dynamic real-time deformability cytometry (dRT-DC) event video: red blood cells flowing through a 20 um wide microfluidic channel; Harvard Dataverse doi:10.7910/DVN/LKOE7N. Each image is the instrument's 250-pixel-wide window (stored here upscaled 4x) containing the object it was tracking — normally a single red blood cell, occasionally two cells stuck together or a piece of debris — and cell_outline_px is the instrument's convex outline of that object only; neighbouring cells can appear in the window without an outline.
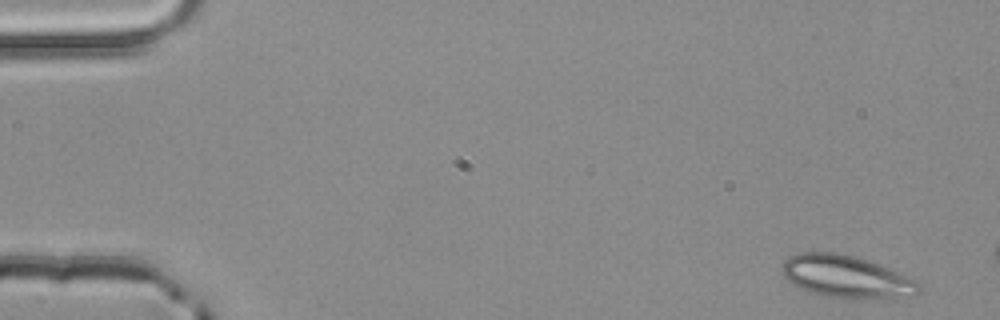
{"species": "common noctule bat (a hibernating species)", "species_latin": "Nyctalus noctula", "temperature_condition": "room temperature", "stored_images_in_passage": 3, "camera_frame_rate_fps": 3000, "um_per_image_px": 0.085, "animal": {"sex": "male", "body_mass_g": 20.4}, "frame": {"image": 1, "passage_image": 1, "time_ms": 0.0, "image_size_px": [1000, 320], "cell_outline_px": [[920, 292], [916, 296], [884, 300], [824, 296], [800, 288], [788, 280], [780, 272], [780, 264], [788, 256], [800, 252], [836, 252], [860, 256], [916, 280], [920, 284]], "centroid_in_image_um": [71.96, 23.52], "position_along_channel_um": 13.0, "area_um2": 34.56}}